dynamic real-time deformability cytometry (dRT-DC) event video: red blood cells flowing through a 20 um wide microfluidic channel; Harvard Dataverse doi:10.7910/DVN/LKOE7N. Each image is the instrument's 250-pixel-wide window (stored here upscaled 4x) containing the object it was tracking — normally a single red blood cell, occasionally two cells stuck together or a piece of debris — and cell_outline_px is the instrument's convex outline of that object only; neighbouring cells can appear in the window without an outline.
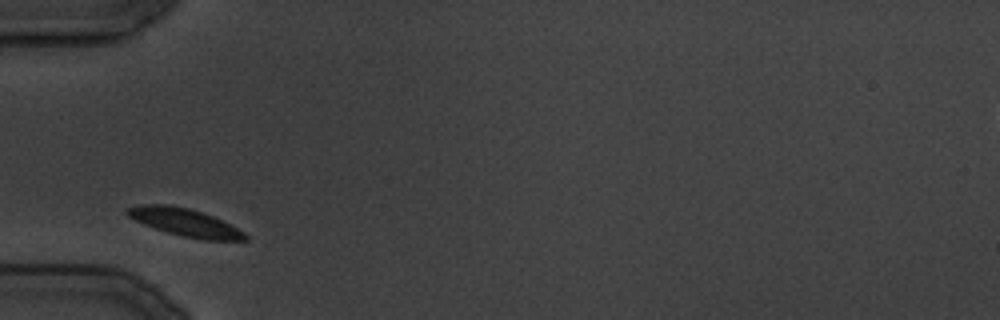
{"species": "common noctule bat (a hibernating species)", "species_latin": "Nyctalus noctula", "temperature_condition": "cold", "stored_images_in_passage": 21, "camera_frame_rate_fps": 3000, "um_per_image_px": 0.085, "animal": {"sex": "male", "body_mass_g": 19.5, "forearm_length_mm": 54.6}, "frame": {"image": 1, "passage_image": 1, "time_ms": 0.0, "image_size_px": [1000, 320], "cell_outline_px": [[248, 240], [204, 240], [184, 236], [168, 232], [144, 224], [128, 216], [124, 212], [128, 208], [140, 204], [164, 204], [188, 208], [204, 212], [244, 232], [248, 236]], "centroid_in_image_um": [15.71, 18.89], "position_along_channel_um": 69.3, "area_um2": 18.67}}
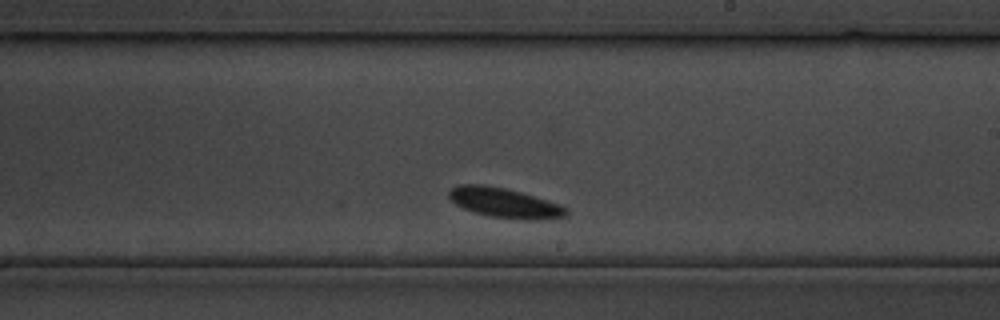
{"frame": {"image": 2, "passage_image": 11, "time_ms": 12.333, "image_size_px": [1000, 320], "cell_outline_px": [[568, 212], [564, 216], [540, 220], [520, 220], [492, 216], [472, 212], [456, 204], [448, 196], [448, 192], [452, 188], [460, 184], [484, 184], [504, 188], [520, 192], [560, 204], [568, 208]], "centroid_in_image_um": [42.89, 17.24], "position_along_channel_um": 246.1, "area_um2": 20.29}}
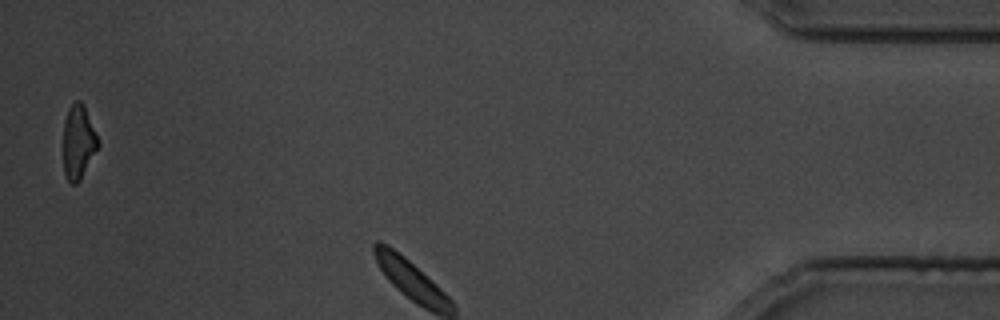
{"frame": {"image": 3, "passage_image": 21, "time_ms": 25.0, "image_size_px": [1000, 320], "cell_outline_px": [[100, 144], [80, 180], [76, 184], [72, 184], [68, 180], [64, 172], [64, 120], [68, 108], [76, 100], [80, 100], [84, 104]], "centroid_in_image_um": [6.66, 12.05], "position_along_channel_um": 428.5, "area_um2": 14.85}}